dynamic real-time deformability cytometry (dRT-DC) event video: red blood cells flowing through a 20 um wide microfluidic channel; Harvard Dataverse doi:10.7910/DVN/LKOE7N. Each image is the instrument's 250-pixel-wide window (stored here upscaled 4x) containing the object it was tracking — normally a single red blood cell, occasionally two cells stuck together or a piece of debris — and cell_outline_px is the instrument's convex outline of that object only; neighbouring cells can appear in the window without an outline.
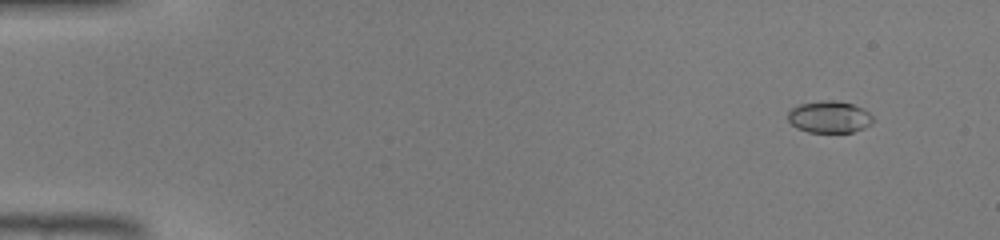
{"species": "common noctule bat (a hibernating species)", "species_latin": "Nyctalus noctula", "temperature_condition": "warm", "stored_images_in_passage": 46, "camera_frame_rate_fps": 3000, "um_per_image_px": 0.085, "animal": {"sex": "male", "body_mass_g": 19.0, "forearm_length_mm": 50.8}, "frame": {"image": 1, "passage_image": 4, "time_ms": 1.0, "image_size_px": [1000, 240], "cell_outline_px": [[872, 124], [864, 128], [852, 132], [808, 132], [796, 128], [788, 120], [788, 112], [796, 104], [820, 100], [836, 100], [852, 104], [864, 108], [872, 116]], "centroid_in_image_um": [70.48, 9.93], "position_along_channel_um": 14.5, "area_um2": 16.01}}
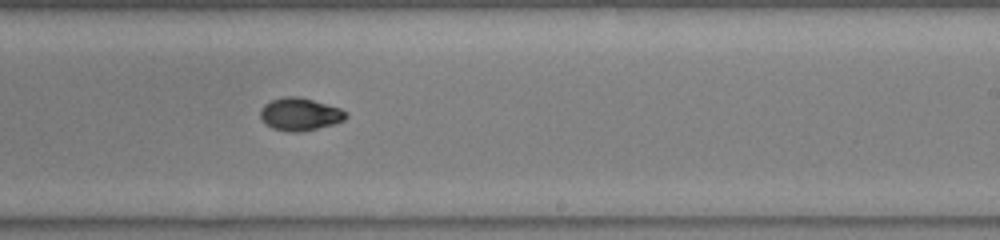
{"frame": {"image": 2, "passage_image": 29, "time_ms": 9.333, "image_size_px": [1000, 240], "cell_outline_px": [[348, 116], [344, 120], [332, 124], [300, 132], [288, 132], [272, 128], [260, 116], [260, 108], [264, 104], [272, 100], [284, 96], [300, 96], [340, 108], [348, 112]], "centroid_in_image_um": [25.5, 9.69], "position_along_channel_um": 263.5, "area_um2": 16.24}}
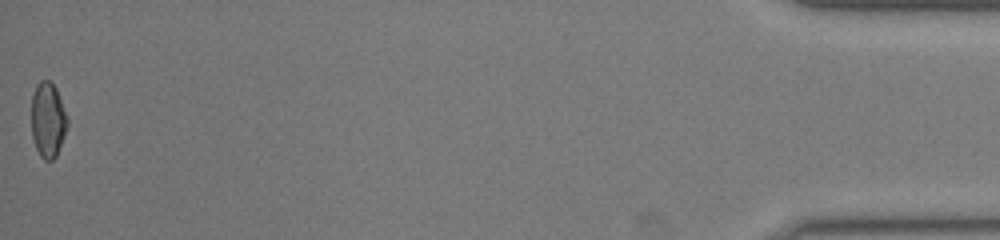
{"frame": {"image": 3, "passage_image": 46, "time_ms": 15.0, "image_size_px": [1000, 240], "cell_outline_px": [[68, 124], [56, 156], [52, 160], [44, 160], [40, 156], [36, 148], [32, 136], [32, 96], [36, 84], [40, 80], [48, 80], [56, 88], [68, 120]], "centroid_in_image_um": [4.06, 10.19], "position_along_channel_um": 431.1, "area_um2": 15.55}}